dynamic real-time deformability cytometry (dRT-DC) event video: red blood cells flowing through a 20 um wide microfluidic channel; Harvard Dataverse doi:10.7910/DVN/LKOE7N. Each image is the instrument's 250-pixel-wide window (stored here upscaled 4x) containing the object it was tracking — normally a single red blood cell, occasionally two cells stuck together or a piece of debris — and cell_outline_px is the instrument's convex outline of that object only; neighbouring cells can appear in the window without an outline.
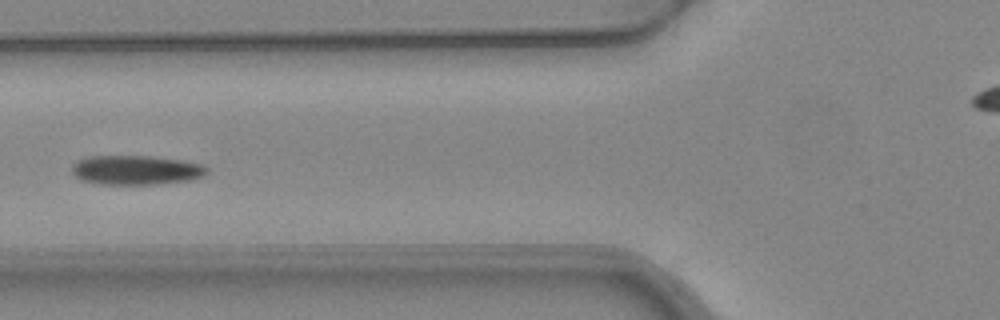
{"species": "common noctule bat (a hibernating species)", "species_latin": "Nyctalus noctula", "temperature_condition": "warm", "stored_images_in_passage": 6, "camera_frame_rate_fps": 3000, "um_per_image_px": 0.085, "animal": {"sex": "female", "body_mass_g": 24.6, "forearm_length_mm": 56.2}, "frame": {"image": 1, "passage_image": 5, "time_ms": 1.333, "image_size_px": [1000, 320], "cell_outline_px": [[208, 172], [204, 176], [188, 180], [156, 184], [104, 184], [80, 180], [72, 172], [72, 164], [76, 160], [88, 156], [152, 156], [180, 160], [200, 164], [208, 168]], "centroid_in_image_um": [11.53, 14.45], "position_along_channel_um": 114.3, "area_um2": 23.06}}
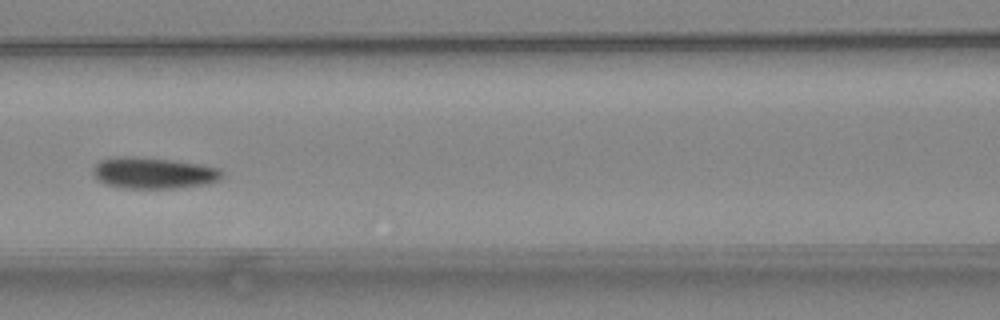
{"frame": {"image": 2, "passage_image": 6, "time_ms": 1.667, "image_size_px": [1000, 320], "cell_outline_px": [[224, 176], [208, 184], [176, 188], [124, 188], [104, 184], [96, 180], [92, 176], [92, 168], [100, 160], [112, 156], [132, 156], [172, 160], [200, 164], [220, 168], [224, 172]], "centroid_in_image_um": [13.0, 14.7], "position_along_channel_um": 153.6, "area_um2": 23.93}}